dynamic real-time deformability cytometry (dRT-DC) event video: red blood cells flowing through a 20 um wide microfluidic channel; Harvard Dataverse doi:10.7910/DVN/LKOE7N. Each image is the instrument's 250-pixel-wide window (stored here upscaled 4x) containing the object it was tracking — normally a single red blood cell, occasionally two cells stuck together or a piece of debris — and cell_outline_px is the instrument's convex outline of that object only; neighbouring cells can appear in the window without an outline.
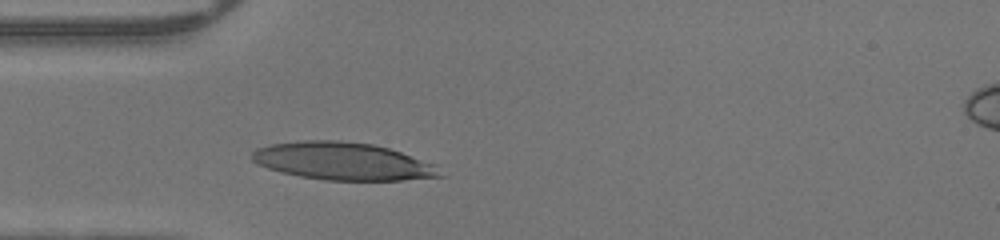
{"species": "human", "species_latin": "Homo sapiens", "temperature_condition": "warm", "stored_images_in_passage": 25, "camera_frame_rate_fps": 3000, "um_per_image_px": 0.085, "donor": {"sex": "male"}, "frame": {"image": 1, "passage_image": 1, "time_ms": 0.0, "image_size_px": [1000, 240], "cell_outline_px": [[448, 176], [404, 180], [324, 180], [300, 176], [280, 172], [256, 164], [252, 160], [252, 152], [256, 148], [268, 144], [300, 140], [340, 140], [372, 144], [388, 148], [436, 164]], "centroid_in_image_um": [29.16, 13.7], "position_along_channel_um": 55.8, "area_um2": 41.62}}
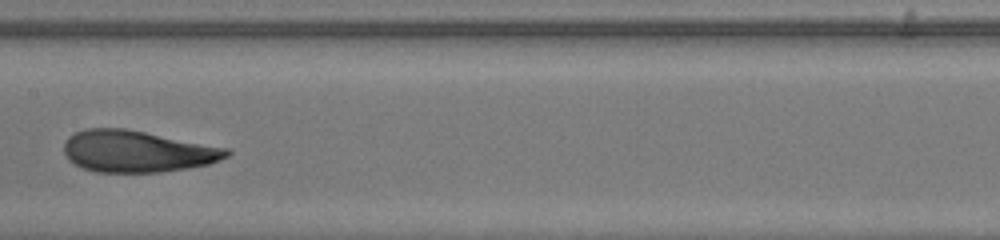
{"frame": {"image": 2, "passage_image": 11, "time_ms": 3.333, "image_size_px": [1000, 240], "cell_outline_px": [[232, 152], [228, 156], [220, 160], [208, 164], [188, 168], [160, 172], [96, 172], [84, 168], [68, 160], [64, 152], [64, 144], [68, 136], [84, 128], [124, 128], [228, 148]], "centroid_in_image_um": [11.65, 12.86], "position_along_channel_um": 195.8, "area_um2": 39.42}}
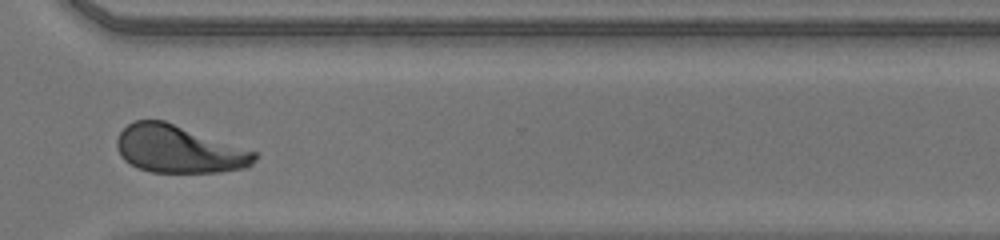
{"frame": {"image": 3, "passage_image": 22, "time_ms": 7.0, "image_size_px": [1000, 240], "cell_outline_px": [[256, 160], [248, 168], [220, 172], [152, 172], [136, 168], [124, 160], [120, 156], [116, 144], [116, 140], [120, 132], [128, 124], [136, 120], [164, 120], [256, 152]], "centroid_in_image_um": [15.18, 12.69], "position_along_channel_um": 355.4, "area_um2": 38.09}}